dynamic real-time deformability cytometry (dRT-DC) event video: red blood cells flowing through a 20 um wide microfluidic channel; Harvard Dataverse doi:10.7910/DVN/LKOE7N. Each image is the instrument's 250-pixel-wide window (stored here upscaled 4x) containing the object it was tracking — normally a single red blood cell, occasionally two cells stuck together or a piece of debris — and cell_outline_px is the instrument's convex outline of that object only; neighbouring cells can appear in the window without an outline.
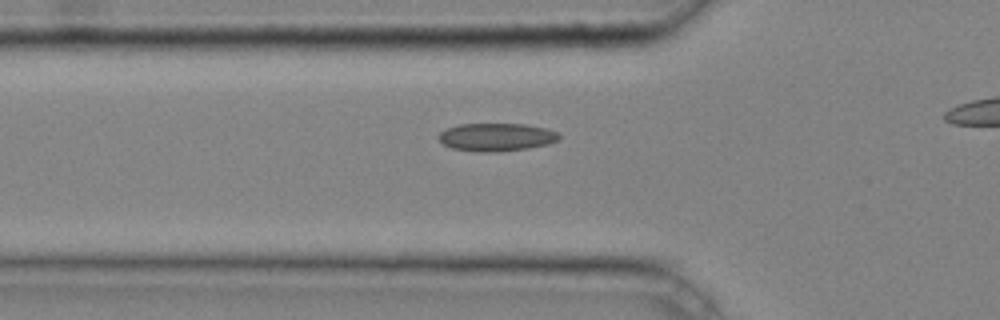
{"species": "common noctule bat (a hibernating species)", "species_latin": "Nyctalus noctula", "temperature_condition": "cold", "stored_images_in_passage": 28, "camera_frame_rate_fps": 3000, "um_per_image_px": 0.085, "animal": {"sex": "male", "body_mass_g": 20.4}, "frame": {"image": 1, "passage_image": 5, "time_ms": 1.333, "image_size_px": [1000, 320], "cell_outline_px": [[560, 140], [548, 144], [528, 148], [496, 152], [476, 152], [452, 148], [444, 144], [436, 136], [440, 132], [448, 128], [460, 124], [524, 124], [548, 128], [556, 132], [560, 136]], "centroid_in_image_um": [42.21, 11.66], "position_along_channel_um": 83.6, "area_um2": 19.71}}
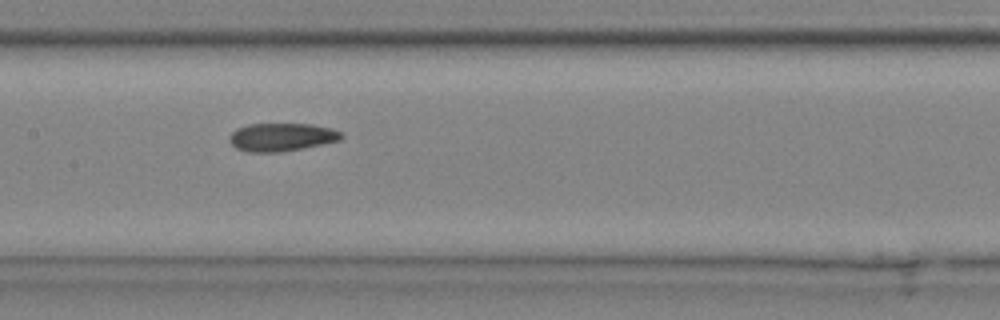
{"frame": {"image": 2, "passage_image": 12, "time_ms": 3.667, "image_size_px": [1000, 320], "cell_outline_px": [[344, 136], [340, 140], [280, 152], [248, 152], [236, 148], [228, 140], [232, 132], [236, 128], [248, 124], [312, 124], [332, 128], [340, 132]], "centroid_in_image_um": [23.91, 11.64], "position_along_channel_um": 183.5, "area_um2": 18.21}}
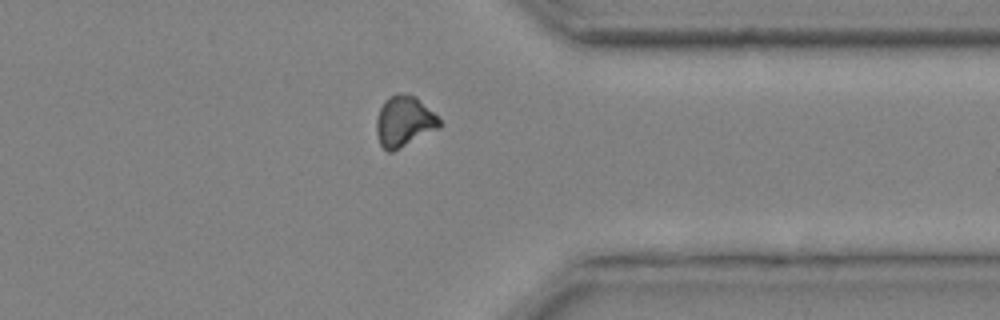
{"frame": {"image": 3, "passage_image": 26, "time_ms": 8.333, "image_size_px": [1000, 320], "cell_outline_px": [[444, 124], [440, 128], [392, 152], [388, 152], [380, 144], [376, 132], [376, 120], [380, 108], [384, 100], [396, 92], [400, 92], [416, 96]], "centroid_in_image_um": [34.34, 10.31], "position_along_channel_um": 377.1, "area_um2": 18.73}}